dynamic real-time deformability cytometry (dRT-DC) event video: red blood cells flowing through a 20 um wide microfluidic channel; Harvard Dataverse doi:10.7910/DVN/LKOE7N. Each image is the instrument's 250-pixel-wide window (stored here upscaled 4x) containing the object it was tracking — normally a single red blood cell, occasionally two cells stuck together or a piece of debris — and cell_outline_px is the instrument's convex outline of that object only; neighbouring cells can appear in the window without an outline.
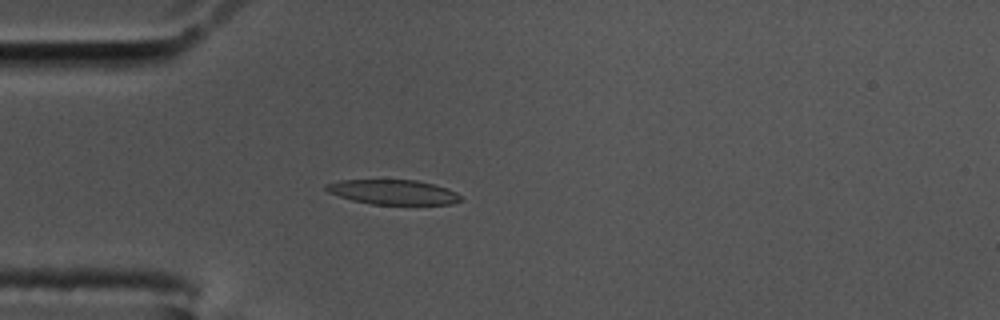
{"species": "common noctule bat (a hibernating species)", "species_latin": "Nyctalus noctula", "temperature_condition": "cold", "stored_images_in_passage": 58, "camera_frame_rate_fps": 3000, "um_per_image_px": 0.085, "animal": {"sex": "male", "body_mass_g": 17.5, "forearm_length_mm": 52.3}, "frame": {"image": 1, "passage_image": 16, "time_ms": 5.0, "image_size_px": [1000, 320], "cell_outline_px": [[460, 200], [452, 204], [372, 204], [352, 200], [328, 192], [324, 188], [324, 184], [340, 180], [416, 180], [448, 188], [456, 192], [460, 196]], "centroid_in_image_um": [33.39, 16.32], "position_along_channel_um": 51.6, "area_um2": 19.25}}
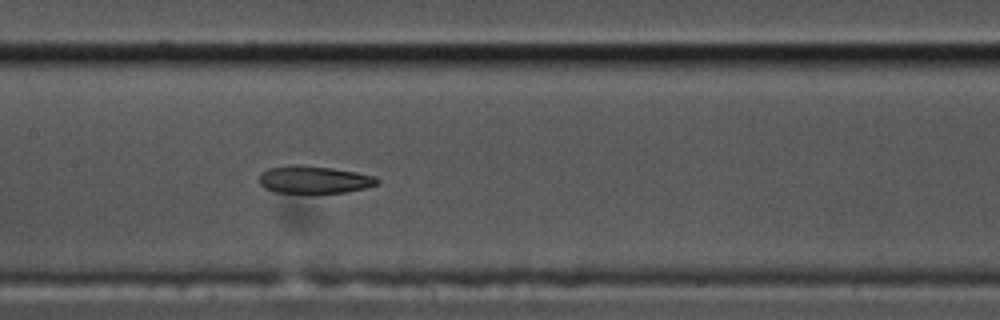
{"frame": {"image": 2, "passage_image": 28, "time_ms": 9.0, "image_size_px": [1000, 320], "cell_outline_px": [[380, 184], [364, 188], [344, 192], [276, 192], [264, 188], [260, 184], [260, 172], [268, 168], [292, 164], [300, 164], [332, 168], [356, 172], [376, 176], [380, 180]], "centroid_in_image_um": [26.7, 15.25], "position_along_channel_um": 180.7, "area_um2": 18.9}}
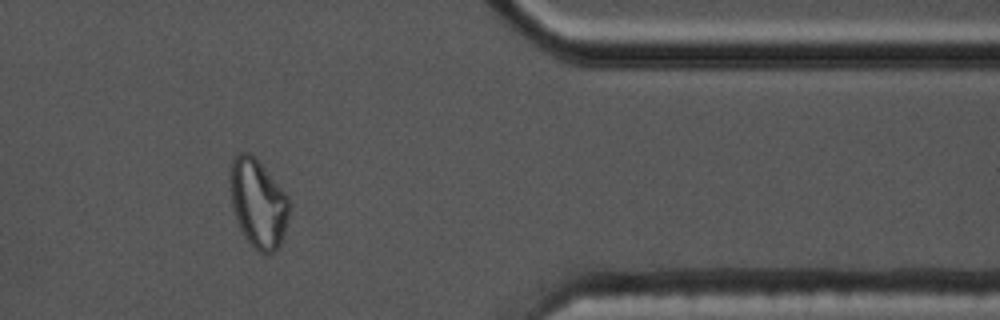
{"frame": {"image": 3, "passage_image": 48, "time_ms": 15.667, "image_size_px": [1000, 320], "cell_outline_px": [[292, 204], [284, 232], [280, 244], [268, 256], [260, 252], [244, 236], [240, 228], [232, 204], [228, 180], [228, 164], [232, 156], [240, 152], [252, 152], [256, 156], [288, 196]], "centroid_in_image_um": [21.92, 17.18], "position_along_channel_um": 389.5, "area_um2": 31.15}, "authors_computed_cell_mechanics": {"area_um2": 20.0277, "velocity_mm_per_s": 3.4438, "shape_relaxation_time_tau1_ms": null, "shape_relaxation_time_tau2_ms": 2.8602, "deformation_change_tau1": null, "deformation_change_tau2": 0.0967}}